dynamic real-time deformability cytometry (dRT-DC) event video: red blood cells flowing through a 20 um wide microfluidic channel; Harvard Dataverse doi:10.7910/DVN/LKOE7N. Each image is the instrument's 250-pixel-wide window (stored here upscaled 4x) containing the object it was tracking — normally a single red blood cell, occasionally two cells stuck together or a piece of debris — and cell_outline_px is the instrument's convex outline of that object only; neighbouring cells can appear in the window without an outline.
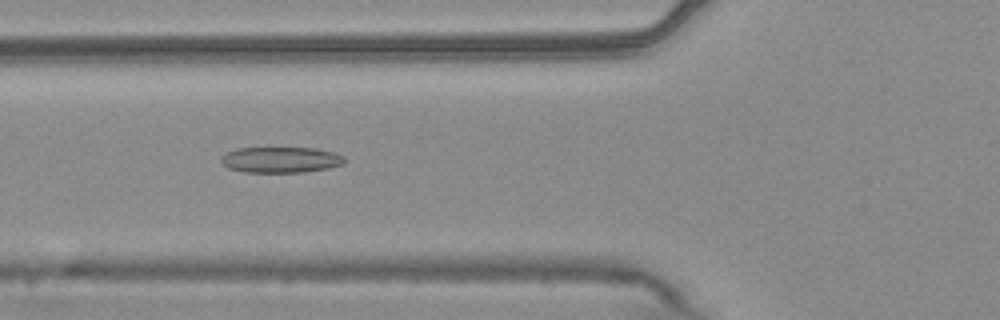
{"species": "common noctule bat (a hibernating species)", "species_latin": "Nyctalus noctula", "temperature_condition": "warm", "stored_images_in_passage": 54, "camera_frame_rate_fps": 3000, "um_per_image_px": 0.085, "animal": {"sex": "male", "body_mass_g": 20.4}, "frame": {"image": 1, "passage_image": 20, "time_ms": 6.333, "image_size_px": [1000, 320], "cell_outline_px": [[344, 164], [328, 168], [304, 172], [244, 172], [228, 168], [220, 160], [228, 152], [236, 148], [316, 148], [336, 152], [344, 156]], "centroid_in_image_um": [23.91, 13.58], "position_along_channel_um": 101.9, "area_um2": 18.55}}
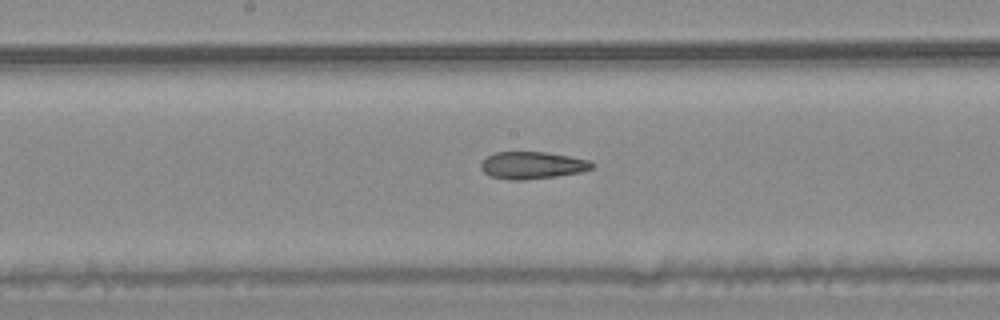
{"frame": {"image": 2, "passage_image": 28, "time_ms": 9.0, "image_size_px": [1000, 320], "cell_outline_px": [[592, 168], [580, 172], [556, 176], [524, 180], [508, 180], [492, 176], [484, 172], [480, 168], [480, 164], [488, 156], [496, 152], [544, 152], [568, 156], [588, 160], [592, 164]], "centroid_in_image_um": [45.2, 14.05], "position_along_channel_um": 203.0, "area_um2": 17.34}}
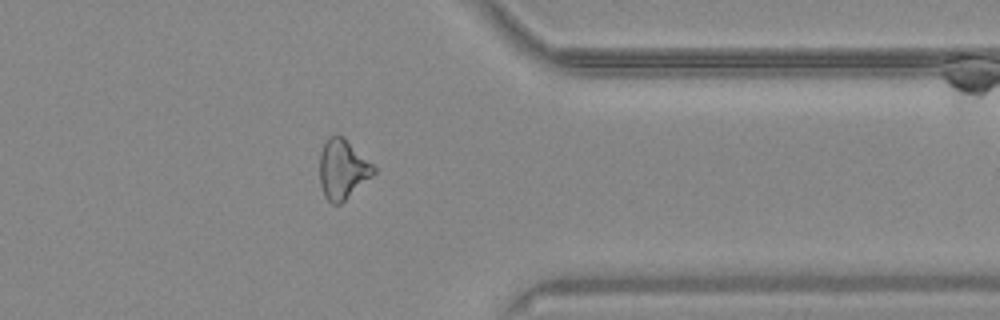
{"frame": {"image": 3, "passage_image": 43, "time_ms": 14.0, "image_size_px": [1000, 320], "cell_outline_px": [[376, 172], [372, 176], [340, 204], [332, 204], [324, 196], [320, 184], [320, 152], [324, 144], [336, 132], [344, 136], [376, 168]], "centroid_in_image_um": [29.12, 14.37], "position_along_channel_um": 382.3, "area_um2": 18.67}, "authors_computed_cell_mechanics": {"area_um2": 19.5075, "velocity_mm_per_s": 3.7728, "shape_relaxation_time_tau1_ms": null, "shape_relaxation_time_tau2_ms": 6.0294, "deformation_change_tau1": null, "deformation_change_tau2": 0.1744}}